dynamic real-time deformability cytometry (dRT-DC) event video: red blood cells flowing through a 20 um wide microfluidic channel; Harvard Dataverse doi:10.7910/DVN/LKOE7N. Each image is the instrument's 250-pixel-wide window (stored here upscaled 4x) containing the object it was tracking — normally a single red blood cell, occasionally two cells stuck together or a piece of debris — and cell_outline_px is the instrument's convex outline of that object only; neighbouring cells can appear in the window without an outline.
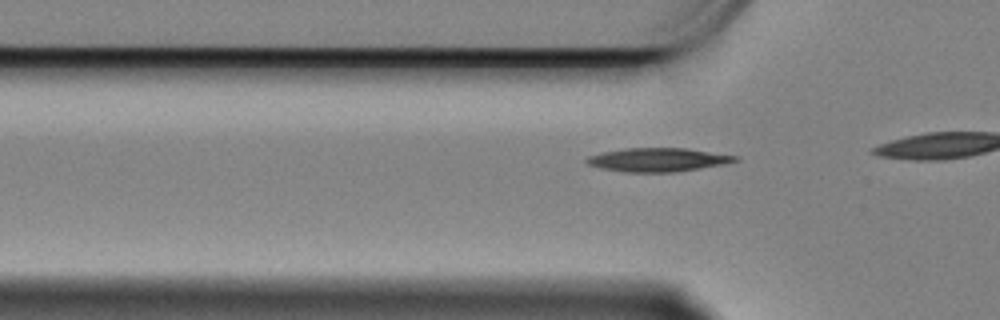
{"species": "Egyptian fruit bat (a non-hibernating species)", "species_latin": "Rousettus aegyptiacus", "temperature_condition": "cold", "stored_images_in_passage": 20, "camera_frame_rate_fps": 3000, "um_per_image_px": 0.085, "animal": {"sex": "female"}, "frame": {"image": 1, "passage_image": 14, "time_ms": 4.333, "image_size_px": [1000, 320], "cell_outline_px": [[740, 160], [724, 164], [700, 168], [672, 172], [624, 172], [600, 168], [588, 164], [584, 160], [588, 156], [604, 152], [624, 148], [684, 148], [740, 156]], "centroid_in_image_um": [55.92, 13.58], "position_along_channel_um": 69.9, "area_um2": 20.4}}
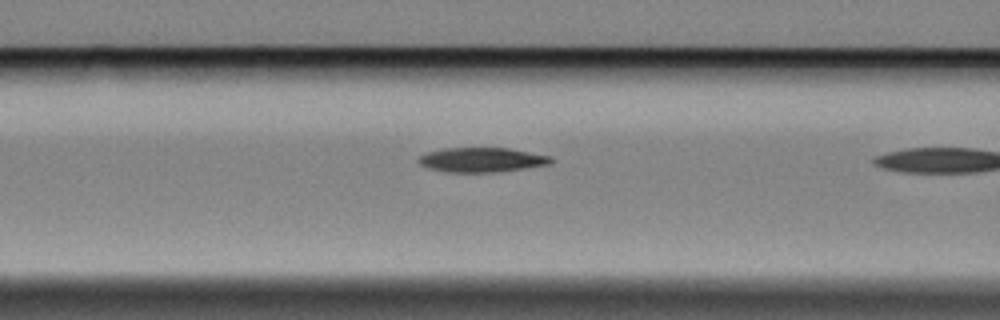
{"frame": {"image": 2, "passage_image": 19, "time_ms": 6.0, "image_size_px": [1000, 320], "cell_outline_px": [[556, 160], [548, 164], [524, 168], [496, 172], [444, 172], [428, 168], [420, 164], [416, 160], [420, 156], [428, 152], [444, 148], [508, 148], [552, 156]], "centroid_in_image_um": [40.95, 13.58], "position_along_channel_um": 125.7, "area_um2": 18.96}}